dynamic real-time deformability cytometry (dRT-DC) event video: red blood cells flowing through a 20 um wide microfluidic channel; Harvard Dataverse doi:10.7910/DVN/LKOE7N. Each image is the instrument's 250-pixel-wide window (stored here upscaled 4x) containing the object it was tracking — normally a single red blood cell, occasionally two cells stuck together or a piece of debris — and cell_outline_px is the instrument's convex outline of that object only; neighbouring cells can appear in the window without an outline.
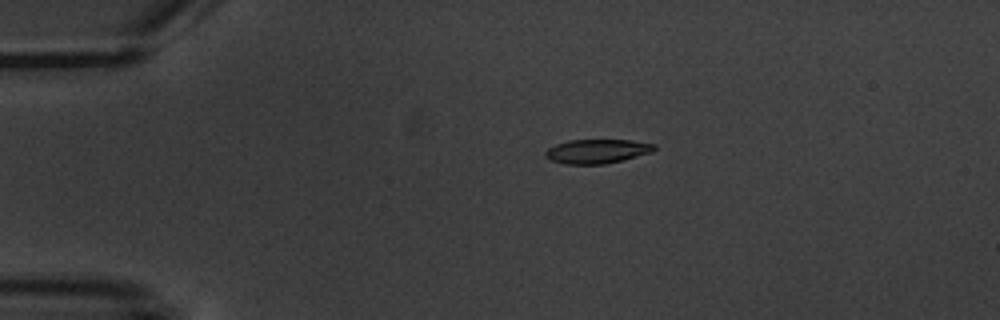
{"species": "common noctule bat (a hibernating species)", "species_latin": "Nyctalus noctula", "temperature_condition": "warm", "stored_images_in_passage": 6, "camera_frame_rate_fps": 3000, "um_per_image_px": 0.085, "animal": {"sex": "male", "body_mass_g": 20.1, "forearm_length_mm": 53.5}, "frame": {"image": 1, "passage_image": 4, "time_ms": 4.0, "image_size_px": [1000, 320], "cell_outline_px": [[656, 148], [652, 152], [604, 164], [564, 164], [552, 160], [544, 156], [544, 152], [548, 148], [556, 144], [568, 140], [628, 140], [656, 144]], "centroid_in_image_um": [50.72, 12.85], "position_along_channel_um": 34.3, "area_um2": 15.2}}
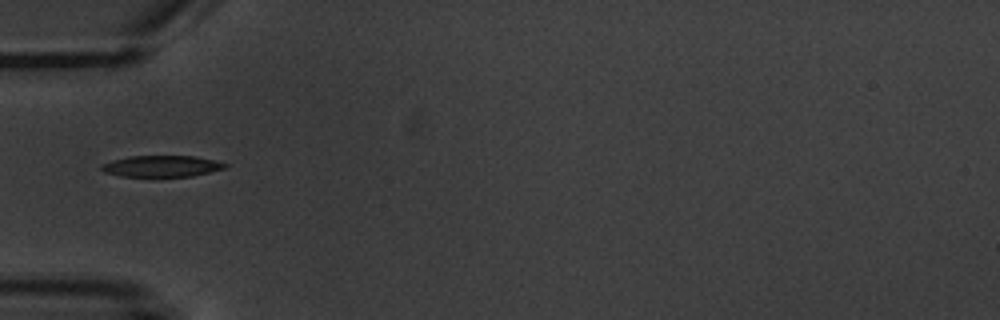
{"frame": {"image": 2, "passage_image": 6, "time_ms": 6.333, "image_size_px": [1000, 320], "cell_outline_px": [[228, 164], [224, 168], [192, 176], [160, 180], [120, 176], [104, 172], [100, 168], [100, 164], [112, 160], [128, 156], [196, 156]], "centroid_in_image_um": [13.65, 14.18], "position_along_channel_um": 71.3, "area_um2": 16.24}}